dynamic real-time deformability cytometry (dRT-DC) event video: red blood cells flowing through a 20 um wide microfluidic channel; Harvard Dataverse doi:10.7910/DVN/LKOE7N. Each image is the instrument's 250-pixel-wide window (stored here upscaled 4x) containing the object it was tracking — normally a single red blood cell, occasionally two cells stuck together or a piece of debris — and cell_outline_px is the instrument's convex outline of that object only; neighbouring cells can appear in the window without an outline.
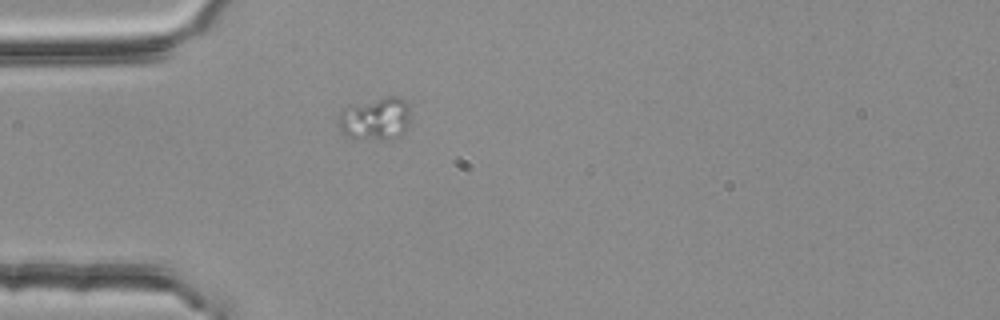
{"species": "common noctule bat (a hibernating species)", "species_latin": "Nyctalus noctula", "temperature_condition": "room temperature", "stored_images_in_passage": 4, "segment_of_instrument_passage": [2, 2], "camera_frame_rate_fps": 3000, "um_per_image_px": 0.085, "animal": {"sex": "female", "body_mass_g": 25.1}, "frame": {"image": 1, "passage_image": 4, "time_ms": 1.0, "image_size_px": [1000, 320], "cell_outline_px": [[408, 128], [400, 136], [392, 140], [344, 136], [340, 132], [340, 112], [344, 108], [388, 96], [396, 96], [404, 100], [408, 104]], "centroid_in_image_um": [31.94, 10.12], "position_along_channel_um": 53.1, "area_um2": 17.57}}